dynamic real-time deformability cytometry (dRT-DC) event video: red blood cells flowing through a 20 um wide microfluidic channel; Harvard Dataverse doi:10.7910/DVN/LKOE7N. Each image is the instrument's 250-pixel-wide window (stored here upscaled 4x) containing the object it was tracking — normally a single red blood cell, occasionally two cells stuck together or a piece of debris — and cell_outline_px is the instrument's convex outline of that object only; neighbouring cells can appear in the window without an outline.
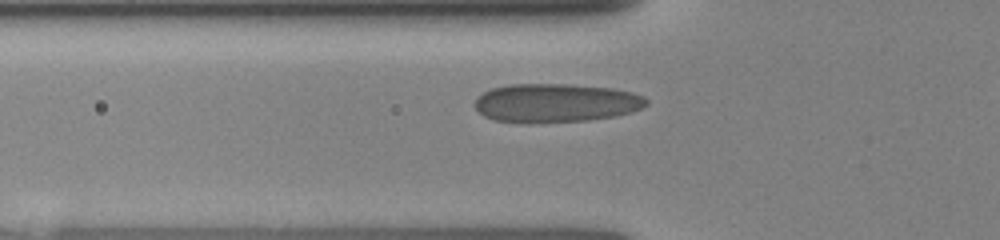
{"species": "human", "species_latin": "Homo sapiens", "temperature_condition": "room temperature", "stored_images_in_passage": 20, "camera_frame_rate_fps": 3000, "um_per_image_px": 0.085, "donor": {"sex": "female"}, "frame": {"image": 1, "passage_image": 7, "time_ms": 2.667, "image_size_px": [1000, 240], "cell_outline_px": [[648, 104], [632, 112], [612, 116], [588, 120], [532, 124], [496, 120], [484, 116], [472, 104], [476, 96], [492, 88], [508, 84], [564, 84], [612, 88], [632, 92], [644, 96], [648, 100]], "centroid_in_image_um": [47.2, 8.75], "position_along_channel_um": 78.6, "area_um2": 39.02}}
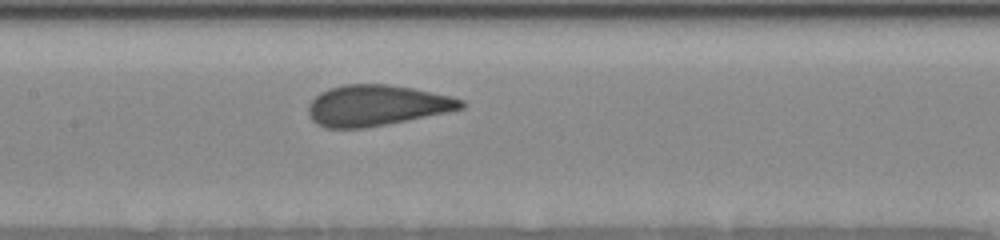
{"frame": {"image": 2, "passage_image": 15, "time_ms": 5.0, "image_size_px": [1000, 240], "cell_outline_px": [[468, 104], [464, 108], [364, 128], [328, 128], [316, 124], [312, 120], [308, 112], [308, 104], [320, 92], [328, 88], [344, 84], [388, 84], [412, 88], [452, 96], [464, 100]], "centroid_in_image_um": [31.99, 8.94], "position_along_channel_um": 175.4, "area_um2": 36.13}}
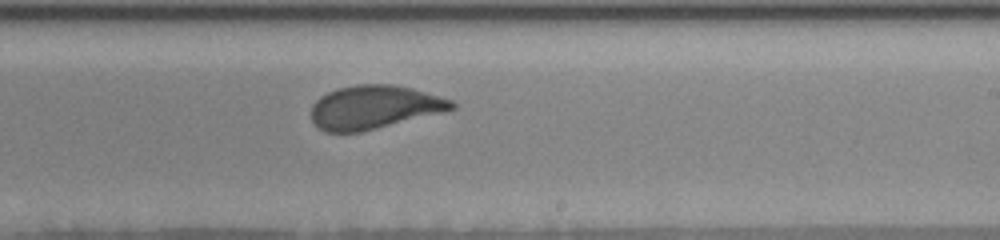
{"frame": {"image": 3, "passage_image": 20, "time_ms": 7.0, "image_size_px": [1000, 240], "cell_outline_px": [[456, 108], [444, 112], [360, 132], [324, 132], [312, 120], [312, 104], [320, 96], [336, 88], [356, 84], [392, 84], [412, 88], [452, 100], [456, 104]], "centroid_in_image_um": [31.8, 9.1], "position_along_channel_um": 257.2, "area_um2": 35.6}}